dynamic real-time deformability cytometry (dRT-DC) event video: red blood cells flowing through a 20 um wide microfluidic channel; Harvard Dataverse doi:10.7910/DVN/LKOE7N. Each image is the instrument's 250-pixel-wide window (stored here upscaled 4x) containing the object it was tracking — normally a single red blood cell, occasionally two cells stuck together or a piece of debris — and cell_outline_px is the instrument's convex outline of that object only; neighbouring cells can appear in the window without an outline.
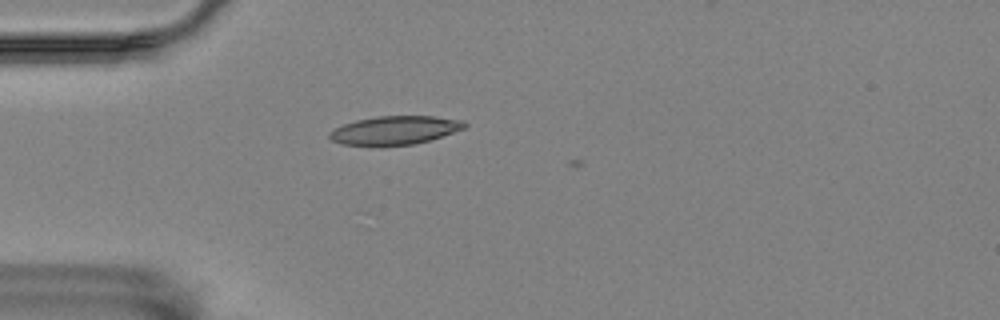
{"species": "Egyptian fruit bat (a non-hibernating species)", "species_latin": "Rousettus aegyptiacus", "temperature_condition": "room temperature", "stored_images_in_passage": 2, "camera_frame_rate_fps": 3000, "um_per_image_px": 0.085, "animal": {"sex": "female"}, "frame": {"image": 1, "passage_image": 1, "time_ms": 0.0, "image_size_px": [1000, 320], "cell_outline_px": [[468, 124], [464, 128], [416, 144], [380, 148], [372, 148], [340, 144], [332, 140], [328, 136], [328, 132], [344, 124], [356, 120], [376, 116], [436, 116], [464, 120]], "centroid_in_image_um": [33.49, 11.11], "position_along_channel_um": 51.5, "area_um2": 23.18}}